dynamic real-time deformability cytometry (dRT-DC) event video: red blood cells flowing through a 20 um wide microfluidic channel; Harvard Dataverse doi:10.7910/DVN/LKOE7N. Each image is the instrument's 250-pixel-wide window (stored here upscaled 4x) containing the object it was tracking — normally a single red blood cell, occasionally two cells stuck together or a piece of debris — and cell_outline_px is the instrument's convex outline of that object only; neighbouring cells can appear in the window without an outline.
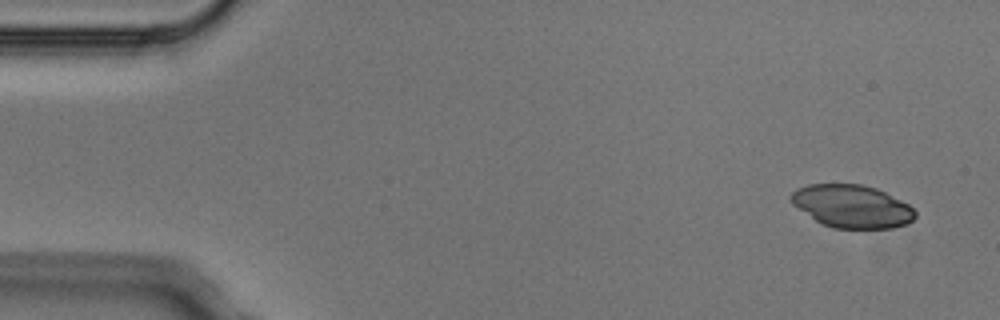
{"species": "Egyptian fruit bat (a non-hibernating species)", "species_latin": "Rousettus aegyptiacus", "temperature_condition": "cold", "stored_images_in_passage": 4, "camera_frame_rate_fps": 3000, "um_per_image_px": 0.085, "animal": {"sex": "male"}, "frame": {"image": 1, "passage_image": 1, "time_ms": 0.0, "image_size_px": [1000, 320], "cell_outline_px": [[916, 216], [908, 224], [892, 228], [832, 228], [820, 224], [792, 204], [788, 196], [796, 188], [808, 184], [860, 184], [876, 188], [908, 204], [916, 212]], "centroid_in_image_um": [72.37, 17.54], "position_along_channel_um": 12.6, "area_um2": 31.15}}